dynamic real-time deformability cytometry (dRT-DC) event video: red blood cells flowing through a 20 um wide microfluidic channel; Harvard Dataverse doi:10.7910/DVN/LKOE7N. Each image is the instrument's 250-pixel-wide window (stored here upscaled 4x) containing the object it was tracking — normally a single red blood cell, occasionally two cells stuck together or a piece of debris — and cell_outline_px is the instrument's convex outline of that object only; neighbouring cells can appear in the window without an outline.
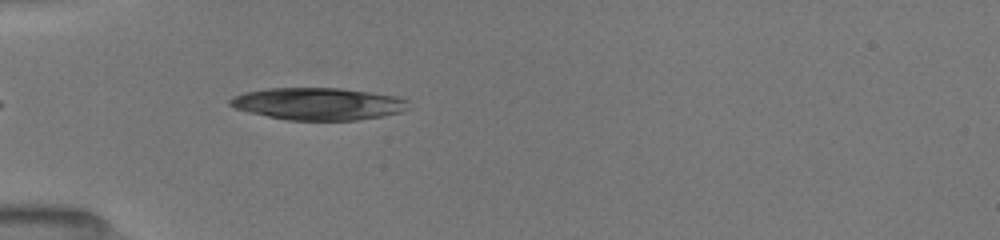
{"species": "common noctule bat (a hibernating species)", "species_latin": "Nyctalus noctula", "temperature_condition": "room temperature", "stored_images_in_passage": 27, "camera_frame_rate_fps": 3000, "um_per_image_px": 0.085, "animal": {"sex": "female", "body_mass_g": 19.5, "forearm_length_mm": 54.1}, "frame": {"image": 1, "passage_image": 2, "time_ms": 0.667, "image_size_px": [1000, 240], "cell_outline_px": [[412, 108], [400, 112], [384, 116], [356, 120], [288, 120], [248, 112], [236, 108], [228, 104], [228, 100], [232, 96], [244, 92], [268, 88], [340, 88], [396, 96], [408, 100]], "centroid_in_image_um": [27.06, 8.82], "position_along_channel_um": 57.9, "area_um2": 33.64}}